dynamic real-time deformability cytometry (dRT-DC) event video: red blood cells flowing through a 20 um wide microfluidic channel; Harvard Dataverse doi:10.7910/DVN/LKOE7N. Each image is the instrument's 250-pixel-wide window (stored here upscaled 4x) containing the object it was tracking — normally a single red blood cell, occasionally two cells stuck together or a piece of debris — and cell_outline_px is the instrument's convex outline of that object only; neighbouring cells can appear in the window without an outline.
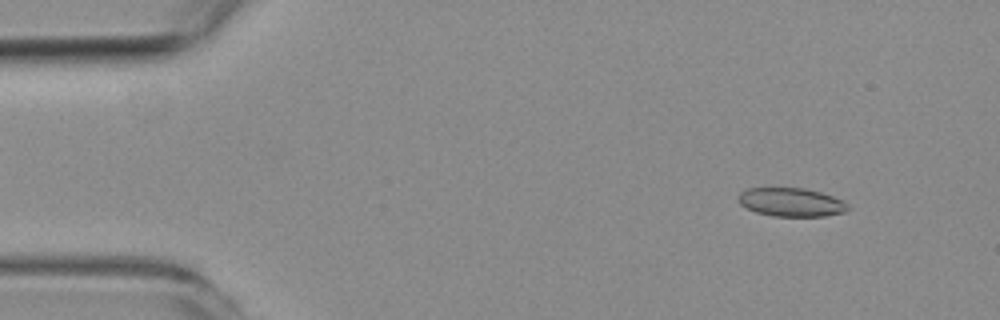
{"species": "common noctule bat (a hibernating species)", "species_latin": "Nyctalus noctula", "temperature_condition": "room temperature", "stored_images_in_passage": 11, "camera_frame_rate_fps": 3000, "um_per_image_px": 0.085, "animal": {"sex": "female", "body_mass_g": 19.3, "forearm_length_mm": 54.1}, "frame": {"image": 1, "passage_image": 5, "time_ms": 1.333, "image_size_px": [1000, 320], "cell_outline_px": [[852, 208], [844, 212], [824, 216], [772, 216], [756, 212], [740, 204], [736, 196], [740, 192], [748, 188], [804, 188], [820, 192], [832, 196], [848, 204]], "centroid_in_image_um": [67.24, 17.19], "position_along_channel_um": 17.8, "area_um2": 18.26}}